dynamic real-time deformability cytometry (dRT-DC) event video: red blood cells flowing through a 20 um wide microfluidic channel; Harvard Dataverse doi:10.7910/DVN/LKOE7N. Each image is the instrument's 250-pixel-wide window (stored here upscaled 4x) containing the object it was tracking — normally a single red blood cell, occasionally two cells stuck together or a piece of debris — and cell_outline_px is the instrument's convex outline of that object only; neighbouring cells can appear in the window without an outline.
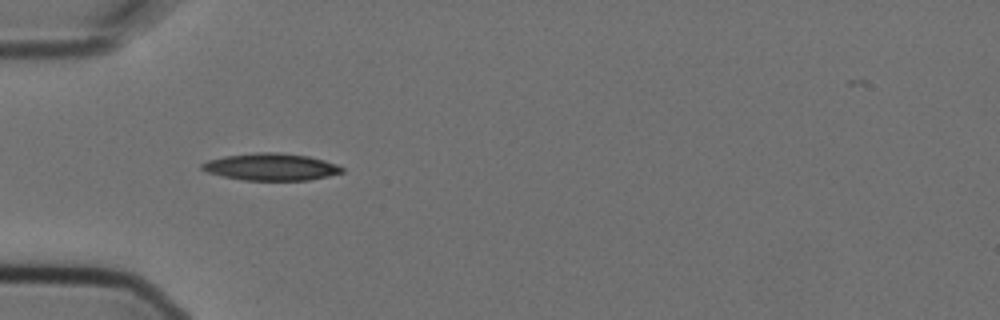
{"species": "Egyptian fruit bat (a non-hibernating species)", "species_latin": "Rousettus aegyptiacus", "temperature_condition": "cold", "stored_images_in_passage": 5, "camera_frame_rate_fps": 3000, "um_per_image_px": 0.085, "animal": {"sex": "female"}, "frame": {"image": 1, "passage_image": 1, "time_ms": 0.0, "image_size_px": [1000, 320], "cell_outline_px": [[344, 172], [328, 176], [308, 180], [244, 180], [224, 176], [208, 172], [200, 168], [200, 164], [208, 160], [224, 156], [256, 152], [276, 152], [308, 156], [324, 160], [336, 164], [344, 168]], "centroid_in_image_um": [23.04, 14.18], "position_along_channel_um": 62.0, "area_um2": 22.02}}
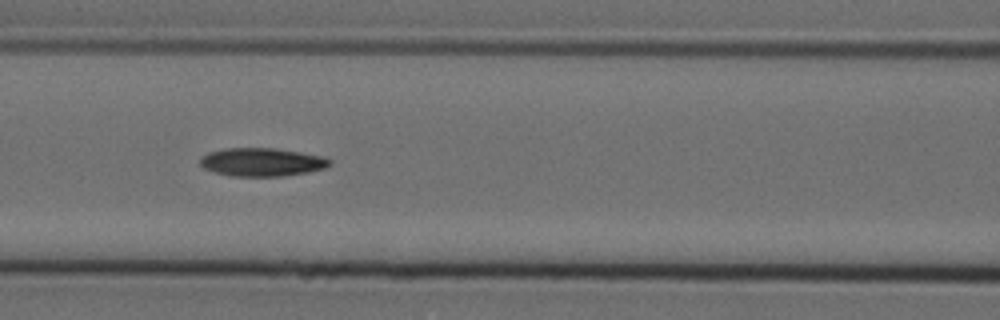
{"frame": {"image": 2, "passage_image": 3, "time_ms": 0.667, "image_size_px": [1000, 320], "cell_outline_px": [[332, 164], [324, 168], [308, 172], [280, 176], [232, 176], [216, 172], [204, 168], [200, 164], [200, 156], [208, 152], [224, 148], [276, 148], [324, 156], [332, 160]], "centroid_in_image_um": [22.27, 13.76], "position_along_channel_um": 144.3, "area_um2": 21.44}}
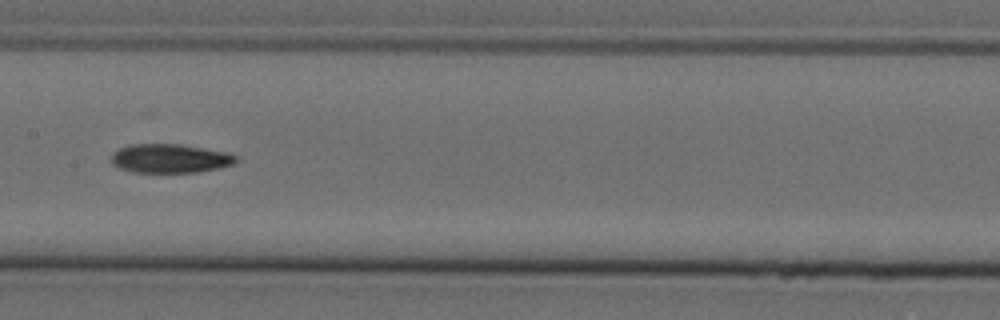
{"frame": {"image": 3, "passage_image": 4, "time_ms": 1.0, "image_size_px": [1000, 320], "cell_outline_px": [[240, 156], [232, 164], [220, 168], [196, 172], [132, 172], [120, 168], [112, 164], [112, 152], [128, 144], [180, 144], [232, 152]], "centroid_in_image_um": [14.49, 13.45], "position_along_channel_um": 192.9, "area_um2": 21.27}}